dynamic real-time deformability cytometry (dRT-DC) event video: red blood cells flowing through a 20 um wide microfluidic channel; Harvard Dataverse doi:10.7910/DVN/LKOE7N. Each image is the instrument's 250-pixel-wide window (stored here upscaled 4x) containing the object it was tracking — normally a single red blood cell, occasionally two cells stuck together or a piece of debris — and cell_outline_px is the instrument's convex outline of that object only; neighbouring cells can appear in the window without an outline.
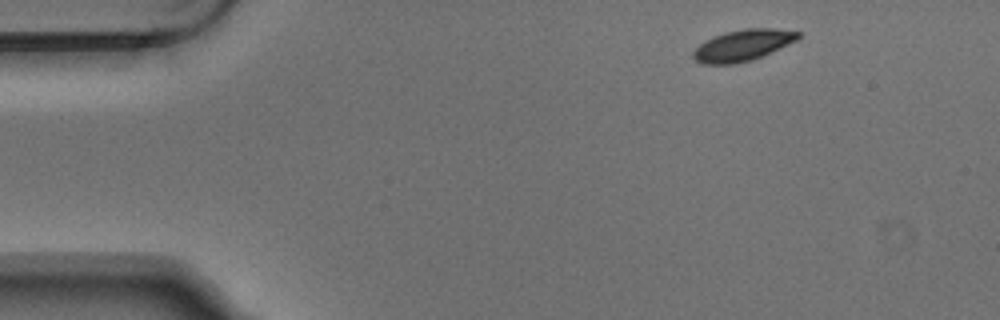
{"species": "Egyptian fruit bat (a non-hibernating species)", "species_latin": "Rousettus aegyptiacus", "temperature_condition": "warm", "stored_images_in_passage": 5, "camera_frame_rate_fps": 3000, "um_per_image_px": 0.085, "animal": {"sex": "male"}, "frame": {"image": 1, "passage_image": 1, "time_ms": 0.0, "image_size_px": [1000, 320], "cell_outline_px": [[804, 32], [796, 40], [752, 60], [732, 64], [700, 64], [692, 56], [692, 52], [704, 40], [724, 32], [744, 28], [776, 28]], "centroid_in_image_um": [63.12, 3.83], "position_along_channel_um": 21.9, "area_um2": 19.13}}
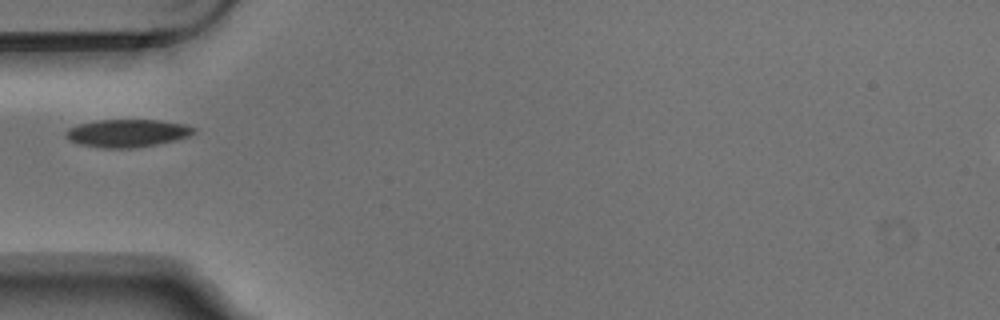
{"frame": {"image": 2, "passage_image": 4, "time_ms": 1.0, "image_size_px": [1000, 320], "cell_outline_px": [[196, 132], [188, 136], [176, 140], [156, 144], [132, 148], [104, 148], [80, 144], [68, 140], [64, 136], [64, 132], [68, 128], [80, 124], [100, 120], [160, 120], [184, 124], [196, 128]], "centroid_in_image_um": [10.81, 11.32], "position_along_channel_um": 74.2, "area_um2": 20.69}}
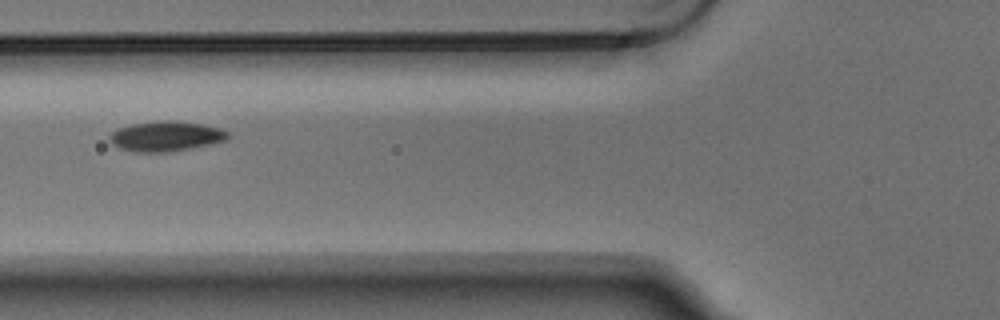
{"frame": {"image": 3, "passage_image": 5, "time_ms": 1.333, "image_size_px": [1000, 320], "cell_outline_px": [[228, 136], [224, 140], [192, 148], [172, 152], [136, 152], [120, 148], [112, 144], [108, 140], [108, 136], [116, 128], [128, 124], [164, 120], [172, 120], [200, 124], [220, 128], [228, 132]], "centroid_in_image_um": [14.02, 11.58], "position_along_channel_um": 111.8, "area_um2": 20.75}}